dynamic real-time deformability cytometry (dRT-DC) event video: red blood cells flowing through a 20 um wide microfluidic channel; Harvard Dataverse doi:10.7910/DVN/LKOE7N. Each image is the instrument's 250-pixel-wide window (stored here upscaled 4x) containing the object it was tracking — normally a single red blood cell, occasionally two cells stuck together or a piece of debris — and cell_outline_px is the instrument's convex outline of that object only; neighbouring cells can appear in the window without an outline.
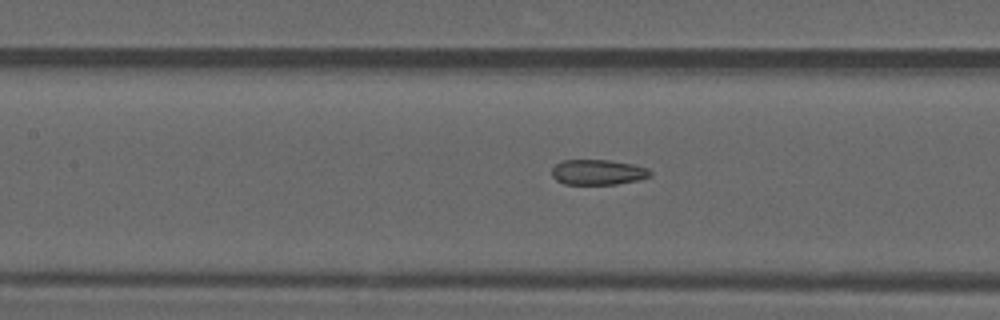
{"species": "common noctule bat (a hibernating species)", "species_latin": "Nyctalus noctula", "temperature_condition": "warm", "stored_images_in_passage": 40, "camera_frame_rate_fps": 3000, "um_per_image_px": 0.085, "animal": {"sex": "male", "forearm_length_mm": 52.5}, "frame": {"image": 1, "passage_image": 23, "time_ms": 7.333, "image_size_px": [1000, 320], "cell_outline_px": [[652, 176], [640, 180], [616, 184], [564, 184], [556, 180], [552, 176], [552, 168], [556, 164], [564, 160], [608, 160], [632, 164], [648, 168], [652, 172]], "centroid_in_image_um": [50.85, 14.64], "position_along_channel_um": 156.6, "area_um2": 14.57}}
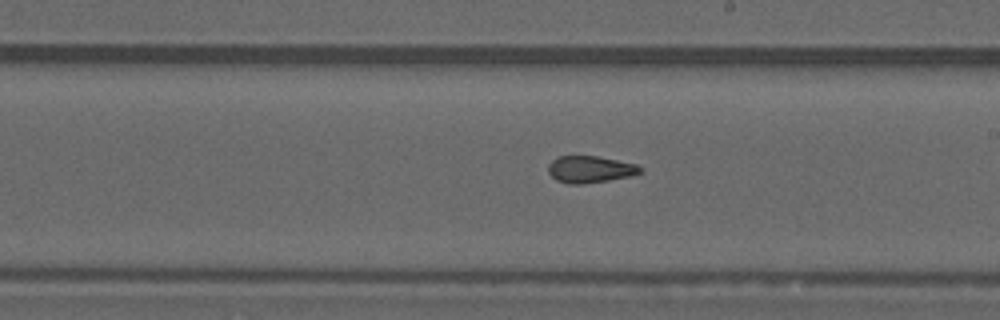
{"frame": {"image": 2, "passage_image": 29, "time_ms": 9.333, "image_size_px": [1000, 320], "cell_outline_px": [[644, 172], [632, 176], [584, 184], [568, 184], [556, 180], [548, 172], [548, 164], [552, 160], [560, 156], [596, 156], [636, 164], [644, 168]], "centroid_in_image_um": [50.18, 14.4], "position_along_channel_um": 238.8, "area_um2": 14.51}}